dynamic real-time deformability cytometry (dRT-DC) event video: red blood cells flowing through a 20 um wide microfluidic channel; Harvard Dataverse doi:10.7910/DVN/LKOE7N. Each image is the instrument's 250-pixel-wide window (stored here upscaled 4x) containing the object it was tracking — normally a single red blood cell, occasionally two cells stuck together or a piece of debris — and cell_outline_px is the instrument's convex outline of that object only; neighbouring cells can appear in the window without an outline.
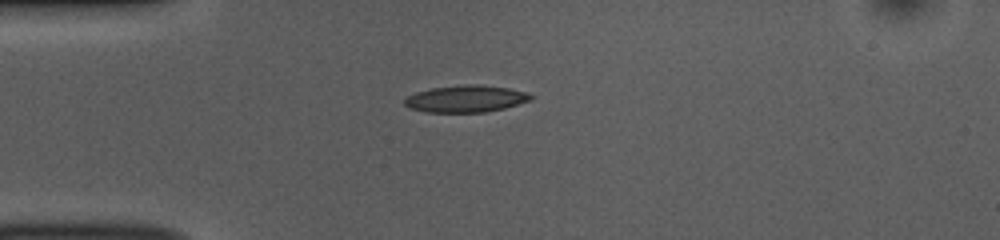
{"species": "common noctule bat (a hibernating species)", "species_latin": "Nyctalus noctula", "temperature_condition": "room temperature", "stored_images_in_passage": 40, "camera_frame_rate_fps": 3000, "um_per_image_px": 0.085, "animal": {"sex": "female", "body_mass_g": 10.0, "forearm_length_mm": 53.1}, "frame": {"image": 1, "passage_image": 1, "time_ms": 0.0, "image_size_px": [1000, 240], "cell_outline_px": [[536, 96], [532, 100], [504, 108], [488, 112], [424, 112], [408, 108], [404, 104], [404, 100], [408, 96], [416, 92], [432, 88], [464, 84], [476, 84], [508, 88], [524, 92]], "centroid_in_image_um": [39.6, 8.4], "position_along_channel_um": 45.4, "area_um2": 19.88}}
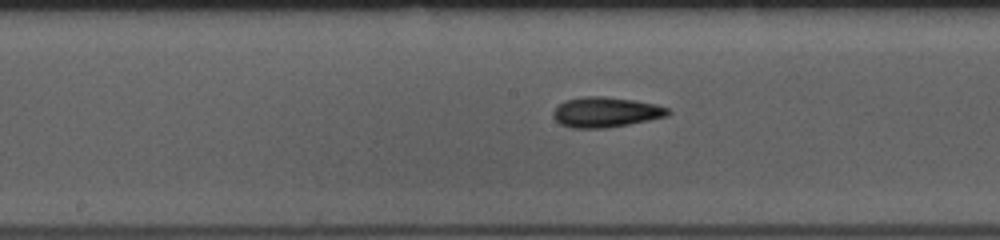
{"frame": {"image": 2, "passage_image": 14, "time_ms": 4.333, "image_size_px": [1000, 240], "cell_outline_px": [[672, 112], [668, 116], [608, 128], [572, 128], [560, 124], [552, 116], [552, 112], [564, 100], [584, 96], [604, 96], [636, 100], [656, 104], [668, 108]], "centroid_in_image_um": [51.49, 9.53], "position_along_channel_um": 196.7, "area_um2": 20.35}}
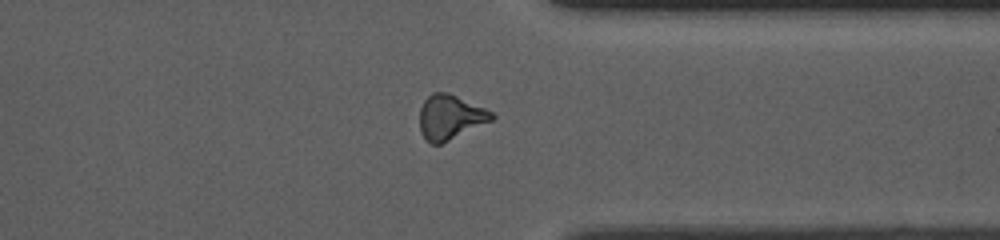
{"frame": {"image": 3, "passage_image": 28, "time_ms": 9.0, "image_size_px": [1000, 240], "cell_outline_px": [[496, 116], [492, 120], [440, 144], [432, 144], [420, 132], [420, 108], [424, 100], [432, 92], [448, 92], [484, 108], [492, 112]], "centroid_in_image_um": [38.25, 9.94], "position_along_channel_um": 373.2, "area_um2": 18.44}, "authors_computed_cell_mechanics": {"area_um2": 18.9584, "velocity_mm_per_s": 3.8504, "shape_relaxation_time_tau1_ms": null, "shape_relaxation_time_tau2_ms": 4.9824, "deformation_change_tau1": null, "deformation_change_tau2": 0.1397}}